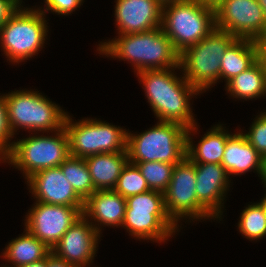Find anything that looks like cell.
Here are the masks:
<instances>
[{"mask_svg": "<svg viewBox=\"0 0 266 267\" xmlns=\"http://www.w3.org/2000/svg\"><path fill=\"white\" fill-rule=\"evenodd\" d=\"M225 89L230 97L238 100H255L266 96V76L259 60L225 83Z\"/></svg>", "mask_w": 266, "mask_h": 267, "instance_id": "24", "label": "cell"}, {"mask_svg": "<svg viewBox=\"0 0 266 267\" xmlns=\"http://www.w3.org/2000/svg\"><path fill=\"white\" fill-rule=\"evenodd\" d=\"M21 4L19 0H0V28Z\"/></svg>", "mask_w": 266, "mask_h": 267, "instance_id": "32", "label": "cell"}, {"mask_svg": "<svg viewBox=\"0 0 266 267\" xmlns=\"http://www.w3.org/2000/svg\"><path fill=\"white\" fill-rule=\"evenodd\" d=\"M26 182L36 202L84 207V201L76 194L60 167L39 170Z\"/></svg>", "mask_w": 266, "mask_h": 267, "instance_id": "16", "label": "cell"}, {"mask_svg": "<svg viewBox=\"0 0 266 267\" xmlns=\"http://www.w3.org/2000/svg\"><path fill=\"white\" fill-rule=\"evenodd\" d=\"M257 2L260 4L262 10L264 11V14L266 16V0H257Z\"/></svg>", "mask_w": 266, "mask_h": 267, "instance_id": "38", "label": "cell"}, {"mask_svg": "<svg viewBox=\"0 0 266 267\" xmlns=\"http://www.w3.org/2000/svg\"><path fill=\"white\" fill-rule=\"evenodd\" d=\"M206 5L216 7L222 0H199Z\"/></svg>", "mask_w": 266, "mask_h": 267, "instance_id": "36", "label": "cell"}, {"mask_svg": "<svg viewBox=\"0 0 266 267\" xmlns=\"http://www.w3.org/2000/svg\"><path fill=\"white\" fill-rule=\"evenodd\" d=\"M59 167L83 201L96 191L84 158L70 155Z\"/></svg>", "mask_w": 266, "mask_h": 267, "instance_id": "25", "label": "cell"}, {"mask_svg": "<svg viewBox=\"0 0 266 267\" xmlns=\"http://www.w3.org/2000/svg\"><path fill=\"white\" fill-rule=\"evenodd\" d=\"M36 7L20 5L0 28V47L7 61L12 64H19L38 55L48 39L46 15Z\"/></svg>", "mask_w": 266, "mask_h": 267, "instance_id": "4", "label": "cell"}, {"mask_svg": "<svg viewBox=\"0 0 266 267\" xmlns=\"http://www.w3.org/2000/svg\"><path fill=\"white\" fill-rule=\"evenodd\" d=\"M69 115H66L64 129L71 156L85 158L100 153L127 152L128 130L97 118L75 122Z\"/></svg>", "mask_w": 266, "mask_h": 267, "instance_id": "10", "label": "cell"}, {"mask_svg": "<svg viewBox=\"0 0 266 267\" xmlns=\"http://www.w3.org/2000/svg\"><path fill=\"white\" fill-rule=\"evenodd\" d=\"M135 164L146 179L150 190L164 193L170 183L175 164L166 162H139Z\"/></svg>", "mask_w": 266, "mask_h": 267, "instance_id": "27", "label": "cell"}, {"mask_svg": "<svg viewBox=\"0 0 266 267\" xmlns=\"http://www.w3.org/2000/svg\"><path fill=\"white\" fill-rule=\"evenodd\" d=\"M13 137L8 123L5 94H0V163H3V158L11 150L14 141H10Z\"/></svg>", "mask_w": 266, "mask_h": 267, "instance_id": "30", "label": "cell"}, {"mask_svg": "<svg viewBox=\"0 0 266 267\" xmlns=\"http://www.w3.org/2000/svg\"><path fill=\"white\" fill-rule=\"evenodd\" d=\"M162 6L171 4L174 2H179V1H185V0H157Z\"/></svg>", "mask_w": 266, "mask_h": 267, "instance_id": "37", "label": "cell"}, {"mask_svg": "<svg viewBox=\"0 0 266 267\" xmlns=\"http://www.w3.org/2000/svg\"><path fill=\"white\" fill-rule=\"evenodd\" d=\"M198 204L217 221L222 219L224 200L231 180L221 164H195Z\"/></svg>", "mask_w": 266, "mask_h": 267, "instance_id": "15", "label": "cell"}, {"mask_svg": "<svg viewBox=\"0 0 266 267\" xmlns=\"http://www.w3.org/2000/svg\"><path fill=\"white\" fill-rule=\"evenodd\" d=\"M125 212L126 199L119 193L97 190L84 201L82 214L101 234L104 226L122 227Z\"/></svg>", "mask_w": 266, "mask_h": 267, "instance_id": "18", "label": "cell"}, {"mask_svg": "<svg viewBox=\"0 0 266 267\" xmlns=\"http://www.w3.org/2000/svg\"><path fill=\"white\" fill-rule=\"evenodd\" d=\"M161 27L180 54L215 29V8L199 0L164 5Z\"/></svg>", "mask_w": 266, "mask_h": 267, "instance_id": "7", "label": "cell"}, {"mask_svg": "<svg viewBox=\"0 0 266 267\" xmlns=\"http://www.w3.org/2000/svg\"><path fill=\"white\" fill-rule=\"evenodd\" d=\"M223 124H215L206 132L198 144H194L193 136L198 131L197 123L186 131V156L195 164L215 163L221 164L226 141L232 135L225 130ZM193 133V134H192Z\"/></svg>", "mask_w": 266, "mask_h": 267, "instance_id": "20", "label": "cell"}, {"mask_svg": "<svg viewBox=\"0 0 266 267\" xmlns=\"http://www.w3.org/2000/svg\"><path fill=\"white\" fill-rule=\"evenodd\" d=\"M31 134L34 135L15 141L10 152L3 158V163L13 165L25 179L39 170L59 167L70 156L64 127L52 132L50 136H44V132L42 135Z\"/></svg>", "mask_w": 266, "mask_h": 267, "instance_id": "9", "label": "cell"}, {"mask_svg": "<svg viewBox=\"0 0 266 267\" xmlns=\"http://www.w3.org/2000/svg\"><path fill=\"white\" fill-rule=\"evenodd\" d=\"M84 0H44V6L39 7L40 11L46 15V13L51 11V13H55L57 15H70L75 10L80 8ZM42 9V10H41Z\"/></svg>", "mask_w": 266, "mask_h": 267, "instance_id": "31", "label": "cell"}, {"mask_svg": "<svg viewBox=\"0 0 266 267\" xmlns=\"http://www.w3.org/2000/svg\"><path fill=\"white\" fill-rule=\"evenodd\" d=\"M238 222L239 233L251 241H257L266 236V216L262 205L258 203L248 204L242 210Z\"/></svg>", "mask_w": 266, "mask_h": 267, "instance_id": "26", "label": "cell"}, {"mask_svg": "<svg viewBox=\"0 0 266 267\" xmlns=\"http://www.w3.org/2000/svg\"><path fill=\"white\" fill-rule=\"evenodd\" d=\"M46 267H75V266L69 264L65 260L56 257L53 253H51L46 258Z\"/></svg>", "mask_w": 266, "mask_h": 267, "instance_id": "33", "label": "cell"}, {"mask_svg": "<svg viewBox=\"0 0 266 267\" xmlns=\"http://www.w3.org/2000/svg\"><path fill=\"white\" fill-rule=\"evenodd\" d=\"M262 183L264 184V188H266V164H265V174Z\"/></svg>", "mask_w": 266, "mask_h": 267, "instance_id": "40", "label": "cell"}, {"mask_svg": "<svg viewBox=\"0 0 266 267\" xmlns=\"http://www.w3.org/2000/svg\"><path fill=\"white\" fill-rule=\"evenodd\" d=\"M250 125V130L245 133L241 131L252 147L266 161V110L260 112ZM244 132V133H243Z\"/></svg>", "mask_w": 266, "mask_h": 267, "instance_id": "29", "label": "cell"}, {"mask_svg": "<svg viewBox=\"0 0 266 267\" xmlns=\"http://www.w3.org/2000/svg\"><path fill=\"white\" fill-rule=\"evenodd\" d=\"M258 59L257 41L237 38L226 50L221 59L220 80L226 83L248 69Z\"/></svg>", "mask_w": 266, "mask_h": 267, "instance_id": "23", "label": "cell"}, {"mask_svg": "<svg viewBox=\"0 0 266 267\" xmlns=\"http://www.w3.org/2000/svg\"><path fill=\"white\" fill-rule=\"evenodd\" d=\"M7 117L13 135L19 129L49 133L64 127L68 112L39 91L15 90L5 94Z\"/></svg>", "mask_w": 266, "mask_h": 267, "instance_id": "3", "label": "cell"}, {"mask_svg": "<svg viewBox=\"0 0 266 267\" xmlns=\"http://www.w3.org/2000/svg\"><path fill=\"white\" fill-rule=\"evenodd\" d=\"M95 190H113L129 162L127 152L100 153L84 158Z\"/></svg>", "mask_w": 266, "mask_h": 267, "instance_id": "21", "label": "cell"}, {"mask_svg": "<svg viewBox=\"0 0 266 267\" xmlns=\"http://www.w3.org/2000/svg\"><path fill=\"white\" fill-rule=\"evenodd\" d=\"M237 39L231 33L215 29L179 55L180 74L201 94L220 82L221 59Z\"/></svg>", "mask_w": 266, "mask_h": 267, "instance_id": "5", "label": "cell"}, {"mask_svg": "<svg viewBox=\"0 0 266 267\" xmlns=\"http://www.w3.org/2000/svg\"><path fill=\"white\" fill-rule=\"evenodd\" d=\"M180 65L168 69L143 70L136 73L144 94L158 121L175 122L185 128L197 122L192 113L190 100L201 93L177 74ZM196 95V96H195Z\"/></svg>", "mask_w": 266, "mask_h": 267, "instance_id": "1", "label": "cell"}, {"mask_svg": "<svg viewBox=\"0 0 266 267\" xmlns=\"http://www.w3.org/2000/svg\"><path fill=\"white\" fill-rule=\"evenodd\" d=\"M117 34L143 33L162 26V5L157 0H116Z\"/></svg>", "mask_w": 266, "mask_h": 267, "instance_id": "17", "label": "cell"}, {"mask_svg": "<svg viewBox=\"0 0 266 267\" xmlns=\"http://www.w3.org/2000/svg\"><path fill=\"white\" fill-rule=\"evenodd\" d=\"M97 51L105 57L128 61L134 67V73L179 66L180 54L162 27L143 33L118 35L112 40L100 42Z\"/></svg>", "mask_w": 266, "mask_h": 267, "instance_id": "2", "label": "cell"}, {"mask_svg": "<svg viewBox=\"0 0 266 267\" xmlns=\"http://www.w3.org/2000/svg\"><path fill=\"white\" fill-rule=\"evenodd\" d=\"M186 131L175 122L157 121L155 126L137 133L127 132V154L130 163L166 162L177 164L186 157Z\"/></svg>", "mask_w": 266, "mask_h": 267, "instance_id": "6", "label": "cell"}, {"mask_svg": "<svg viewBox=\"0 0 266 267\" xmlns=\"http://www.w3.org/2000/svg\"><path fill=\"white\" fill-rule=\"evenodd\" d=\"M51 253L52 250L44 242L37 239L25 228L22 235L8 242L0 257L12 264L3 267H21L43 260Z\"/></svg>", "mask_w": 266, "mask_h": 267, "instance_id": "22", "label": "cell"}, {"mask_svg": "<svg viewBox=\"0 0 266 267\" xmlns=\"http://www.w3.org/2000/svg\"><path fill=\"white\" fill-rule=\"evenodd\" d=\"M101 235L82 215L53 247L52 253L75 267H90Z\"/></svg>", "mask_w": 266, "mask_h": 267, "instance_id": "14", "label": "cell"}, {"mask_svg": "<svg viewBox=\"0 0 266 267\" xmlns=\"http://www.w3.org/2000/svg\"><path fill=\"white\" fill-rule=\"evenodd\" d=\"M178 227L166 212L164 193L149 190L126 198L122 228L133 238L160 244L173 237L179 231Z\"/></svg>", "mask_w": 266, "mask_h": 267, "instance_id": "8", "label": "cell"}, {"mask_svg": "<svg viewBox=\"0 0 266 267\" xmlns=\"http://www.w3.org/2000/svg\"><path fill=\"white\" fill-rule=\"evenodd\" d=\"M215 8V26L237 38H266V16L257 0H222Z\"/></svg>", "mask_w": 266, "mask_h": 267, "instance_id": "12", "label": "cell"}, {"mask_svg": "<svg viewBox=\"0 0 266 267\" xmlns=\"http://www.w3.org/2000/svg\"><path fill=\"white\" fill-rule=\"evenodd\" d=\"M196 184L195 163L186 156L175 164L170 183L164 192L166 212L177 226L186 218L192 222L203 218V221L213 219L197 202Z\"/></svg>", "mask_w": 266, "mask_h": 267, "instance_id": "11", "label": "cell"}, {"mask_svg": "<svg viewBox=\"0 0 266 267\" xmlns=\"http://www.w3.org/2000/svg\"><path fill=\"white\" fill-rule=\"evenodd\" d=\"M21 267H46V258L38 262L30 263Z\"/></svg>", "mask_w": 266, "mask_h": 267, "instance_id": "35", "label": "cell"}, {"mask_svg": "<svg viewBox=\"0 0 266 267\" xmlns=\"http://www.w3.org/2000/svg\"><path fill=\"white\" fill-rule=\"evenodd\" d=\"M265 164L266 161L247 141L241 130L227 139L221 165L229 178L230 175L240 176L254 170L263 181Z\"/></svg>", "mask_w": 266, "mask_h": 267, "instance_id": "19", "label": "cell"}, {"mask_svg": "<svg viewBox=\"0 0 266 267\" xmlns=\"http://www.w3.org/2000/svg\"><path fill=\"white\" fill-rule=\"evenodd\" d=\"M125 199L149 191L146 179L135 164L128 162L123 168L113 189Z\"/></svg>", "mask_w": 266, "mask_h": 267, "instance_id": "28", "label": "cell"}, {"mask_svg": "<svg viewBox=\"0 0 266 267\" xmlns=\"http://www.w3.org/2000/svg\"><path fill=\"white\" fill-rule=\"evenodd\" d=\"M84 207L34 202L25 216L24 226L51 250L67 230L83 215Z\"/></svg>", "mask_w": 266, "mask_h": 267, "instance_id": "13", "label": "cell"}, {"mask_svg": "<svg viewBox=\"0 0 266 267\" xmlns=\"http://www.w3.org/2000/svg\"><path fill=\"white\" fill-rule=\"evenodd\" d=\"M259 203L262 205L266 216V194H264V197L261 198V201H259Z\"/></svg>", "mask_w": 266, "mask_h": 267, "instance_id": "39", "label": "cell"}, {"mask_svg": "<svg viewBox=\"0 0 266 267\" xmlns=\"http://www.w3.org/2000/svg\"><path fill=\"white\" fill-rule=\"evenodd\" d=\"M258 60L262 64L266 76V38L258 40Z\"/></svg>", "mask_w": 266, "mask_h": 267, "instance_id": "34", "label": "cell"}]
</instances>
